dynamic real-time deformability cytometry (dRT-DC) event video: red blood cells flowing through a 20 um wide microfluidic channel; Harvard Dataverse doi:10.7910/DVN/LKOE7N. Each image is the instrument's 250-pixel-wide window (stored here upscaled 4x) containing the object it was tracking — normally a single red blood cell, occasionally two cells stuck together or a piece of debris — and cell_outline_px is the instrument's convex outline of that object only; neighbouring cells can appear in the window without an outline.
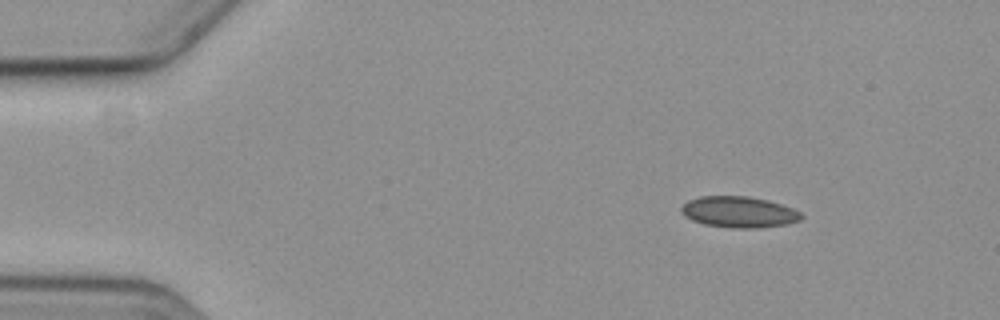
{"species": "common noctule bat (a hibernating species)", "species_latin": "Nyctalus noctula", "temperature_condition": "cold", "stored_images_in_passage": 6, "camera_frame_rate_fps": 3000, "um_per_image_px": 0.085, "animal": {"sex": "female", "body_mass_g": 19.3, "forearm_length_mm": 54.1}, "frame": {"image": 1, "passage_image": 1, "time_ms": 0.0, "image_size_px": [1000, 320], "cell_outline_px": [[804, 216], [800, 220], [788, 224], [760, 228], [728, 228], [704, 224], [692, 220], [684, 216], [680, 212], [680, 208], [688, 200], [700, 196], [748, 196], [768, 200], [792, 208], [800, 212]], "centroid_in_image_um": [62.8, 18.03], "position_along_channel_um": 22.2, "area_um2": 21.96}}
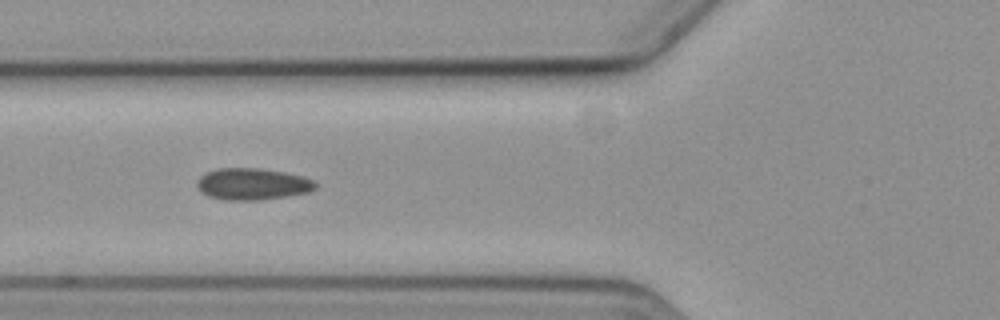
{"frame": {"image": 2, "passage_image": 5, "time_ms": 4.667, "image_size_px": [1000, 320], "cell_outline_px": [[316, 188], [308, 192], [260, 200], [224, 200], [208, 196], [200, 192], [196, 184], [196, 180], [204, 172], [216, 168], [260, 168], [284, 172], [304, 176], [316, 180]], "centroid_in_image_um": [21.42, 15.63], "position_along_channel_um": 104.4, "area_um2": 22.14}}
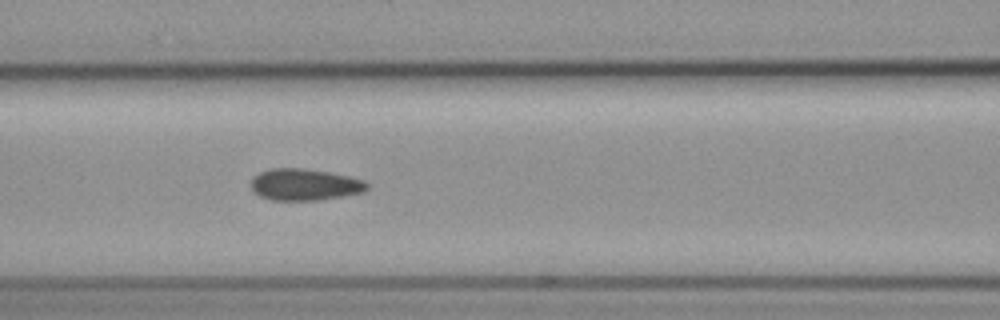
{"frame": {"image": 3, "passage_image": 6, "time_ms": 5.667, "image_size_px": [1000, 320], "cell_outline_px": [[368, 188], [364, 192], [320, 200], [272, 200], [260, 196], [248, 184], [252, 176], [268, 168], [300, 168], [328, 172], [348, 176], [364, 180], [368, 184]], "centroid_in_image_um": [25.86, 15.68], "position_along_channel_um": 140.7, "area_um2": 21.5}}